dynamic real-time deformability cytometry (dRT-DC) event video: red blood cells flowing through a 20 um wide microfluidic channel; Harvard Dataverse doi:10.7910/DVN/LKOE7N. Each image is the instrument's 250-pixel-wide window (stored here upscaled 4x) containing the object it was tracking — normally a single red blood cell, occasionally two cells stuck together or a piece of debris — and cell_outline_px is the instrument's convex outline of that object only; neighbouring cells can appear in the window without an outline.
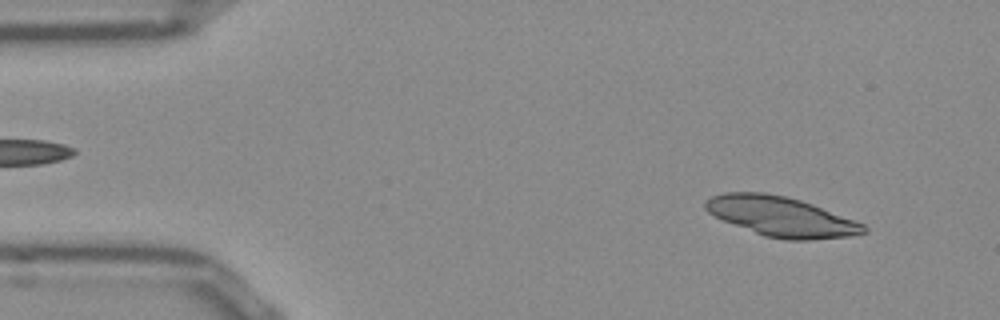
{"species": "Egyptian fruit bat (a non-hibernating species)", "species_latin": "Rousettus aegyptiacus", "temperature_condition": "room temperature", "stored_images_in_passage": 50, "segment_of_instrument_passage": [1, 2], "camera_frame_rate_fps": 3000, "um_per_image_px": 0.085, "frame": {"image": 1, "passage_image": 4, "time_ms": 1.0, "image_size_px": [1000, 320], "cell_outline_px": [[868, 232], [848, 236], [808, 240], [788, 240], [764, 236], [724, 220], [708, 212], [704, 208], [704, 200], [712, 196], [724, 192], [764, 192], [784, 196], [800, 200], [812, 204], [864, 224], [868, 228]], "centroid_in_image_um": [66.38, 18.4], "position_along_channel_um": 18.6, "area_um2": 36.36}}